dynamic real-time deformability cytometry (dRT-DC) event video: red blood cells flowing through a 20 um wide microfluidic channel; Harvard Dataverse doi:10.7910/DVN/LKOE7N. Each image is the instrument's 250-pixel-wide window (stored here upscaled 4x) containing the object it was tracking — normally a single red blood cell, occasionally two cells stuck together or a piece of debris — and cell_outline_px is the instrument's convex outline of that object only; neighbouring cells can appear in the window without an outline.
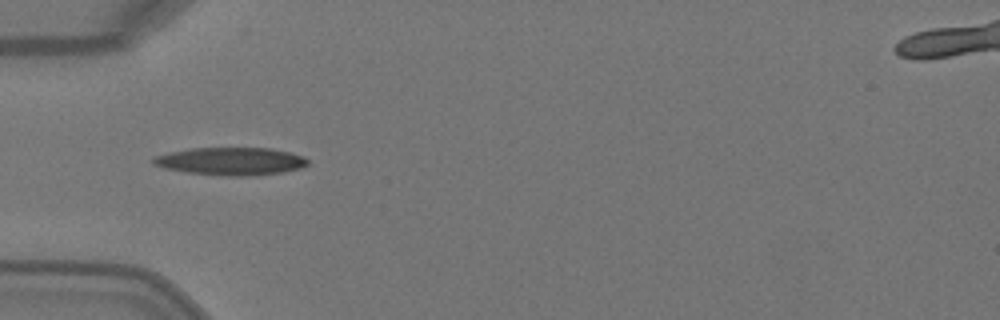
{"species": "Egyptian fruit bat (a non-hibernating species)", "species_latin": "Rousettus aegyptiacus", "temperature_condition": "warm", "stored_images_in_passage": 4, "camera_frame_rate_fps": 3000, "um_per_image_px": 0.085, "animal": {"sex": "female"}, "frame": {"image": 1, "passage_image": 4, "time_ms": 1.0, "image_size_px": [1000, 320], "cell_outline_px": [[308, 164], [300, 168], [280, 172], [244, 176], [228, 176], [188, 172], [164, 168], [152, 164], [152, 160], [156, 156], [172, 152], [192, 148], [272, 148], [292, 152], [304, 156], [308, 160]], "centroid_in_image_um": [19.66, 13.69], "position_along_channel_um": 65.3, "area_um2": 24.74}}